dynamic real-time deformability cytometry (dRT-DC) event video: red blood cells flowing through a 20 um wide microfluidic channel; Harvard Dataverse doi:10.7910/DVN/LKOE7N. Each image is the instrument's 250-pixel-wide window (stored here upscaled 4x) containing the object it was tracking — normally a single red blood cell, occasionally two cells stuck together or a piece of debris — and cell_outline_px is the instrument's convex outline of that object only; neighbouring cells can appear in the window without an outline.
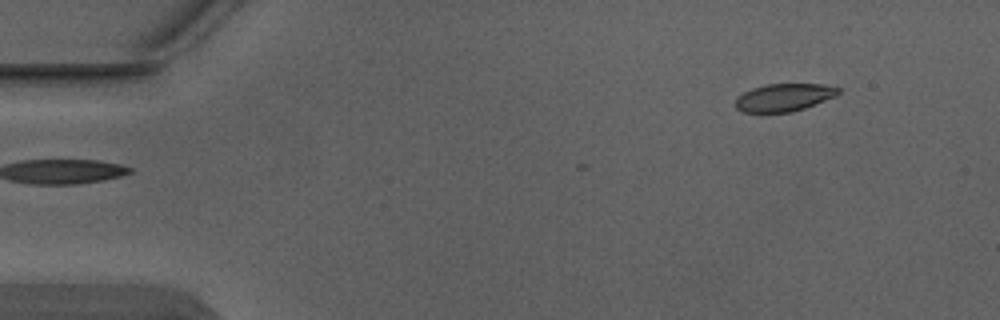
{"species": "Egyptian fruit bat (a non-hibernating species)", "species_latin": "Rousettus aegyptiacus", "temperature_condition": "warm", "stored_images_in_passage": 4, "segment_of_instrument_passage": [2, 2], "camera_frame_rate_fps": 3000, "um_per_image_px": 0.085, "animal": {"sex": "male"}, "frame": {"image": 1, "passage_image": 4, "time_ms": 1.0, "image_size_px": [1000, 320], "cell_outline_px": [[840, 92], [836, 96], [804, 108], [792, 112], [744, 112], [736, 108], [736, 100], [744, 92], [752, 88], [764, 84], [820, 84], [840, 88]], "centroid_in_image_um": [66.65, 8.27], "position_along_channel_um": 18.4, "area_um2": 16.42}}